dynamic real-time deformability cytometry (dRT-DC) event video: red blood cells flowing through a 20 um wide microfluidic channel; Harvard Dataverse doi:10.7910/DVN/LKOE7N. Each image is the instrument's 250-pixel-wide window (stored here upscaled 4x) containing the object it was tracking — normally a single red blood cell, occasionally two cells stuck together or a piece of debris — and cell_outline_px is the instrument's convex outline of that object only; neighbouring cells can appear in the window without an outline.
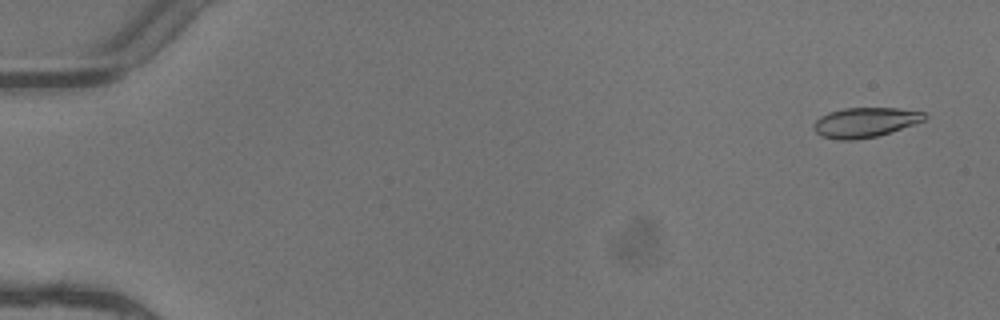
{"species": "common noctule bat (a hibernating species)", "species_latin": "Nyctalus noctula", "temperature_condition": "warm", "stored_images_in_passage": 4, "camera_frame_rate_fps": 3000, "um_per_image_px": 0.085, "animal": {"sex": "female"}, "frame": {"image": 1, "passage_image": 1, "time_ms": 0.0, "image_size_px": [1000, 320], "cell_outline_px": [[928, 116], [924, 120], [876, 136], [856, 140], [836, 140], [820, 136], [812, 128], [816, 120], [820, 116], [828, 112], [844, 108], [900, 108], [924, 112]], "centroid_in_image_um": [73.48, 10.4], "position_along_channel_um": 11.5, "area_um2": 19.19}}